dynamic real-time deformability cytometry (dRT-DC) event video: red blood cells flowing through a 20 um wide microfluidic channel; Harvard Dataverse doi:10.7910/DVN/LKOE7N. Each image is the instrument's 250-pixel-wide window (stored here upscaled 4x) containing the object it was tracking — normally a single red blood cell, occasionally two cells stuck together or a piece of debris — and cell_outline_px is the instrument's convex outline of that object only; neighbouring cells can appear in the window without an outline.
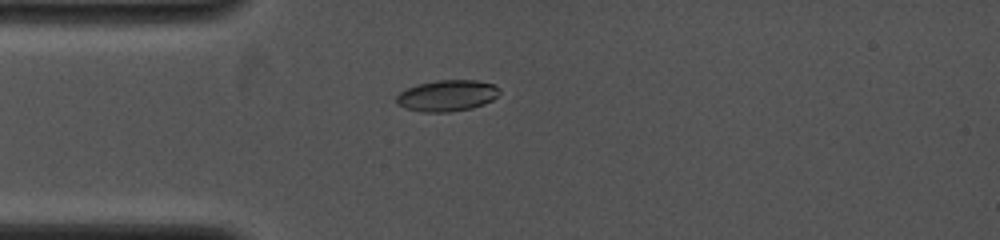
{"species": "common noctule bat (a hibernating species)", "species_latin": "Nyctalus noctula", "temperature_condition": "cold", "stored_images_in_passage": 10, "camera_frame_rate_fps": 4000, "um_per_image_px": 0.085, "animal": {"sex": "female", "body_mass_g": 19.0, "forearm_length_mm": 53.3}, "frame": {"image": 1, "passage_image": 5, "time_ms": 3.5, "image_size_px": [1000, 240], "cell_outline_px": [[500, 92], [492, 100], [484, 104], [472, 108], [448, 112], [424, 112], [404, 108], [396, 100], [396, 96], [400, 92], [416, 84], [436, 80], [476, 80], [492, 84], [500, 88]], "centroid_in_image_um": [38.01, 8.12], "position_along_channel_um": 47.0, "area_um2": 18.73}}
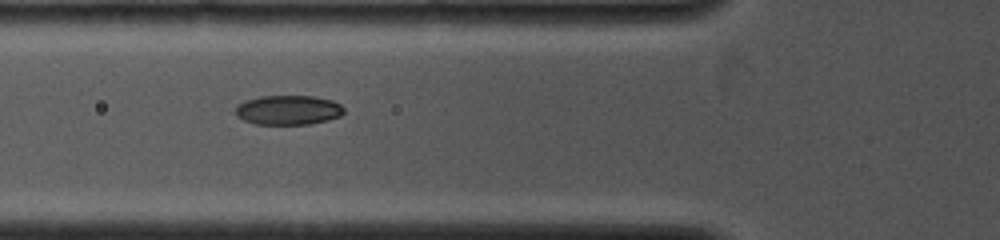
{"frame": {"image": 2, "passage_image": 7, "time_ms": 5.0, "image_size_px": [1000, 240], "cell_outline_px": [[344, 112], [340, 116], [328, 120], [312, 124], [256, 124], [244, 120], [236, 116], [236, 104], [244, 100], [260, 96], [316, 96], [332, 100], [340, 104], [344, 108]], "centroid_in_image_um": [24.5, 9.34], "position_along_channel_um": 101.3, "area_um2": 18.84}}
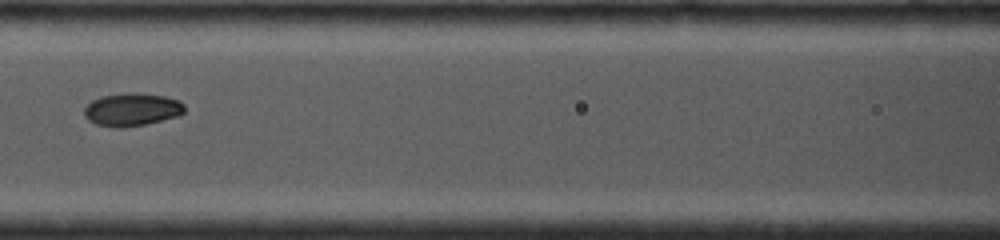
{"frame": {"image": 3, "passage_image": 9, "time_ms": 6.25, "image_size_px": [1000, 240], "cell_outline_px": [[184, 112], [180, 116], [144, 124], [124, 128], [96, 124], [88, 120], [84, 116], [84, 108], [92, 100], [100, 96], [128, 92], [136, 92], [164, 96], [180, 100], [184, 104]], "centroid_in_image_um": [11.22, 9.3], "position_along_channel_um": 155.4, "area_um2": 19.36}}